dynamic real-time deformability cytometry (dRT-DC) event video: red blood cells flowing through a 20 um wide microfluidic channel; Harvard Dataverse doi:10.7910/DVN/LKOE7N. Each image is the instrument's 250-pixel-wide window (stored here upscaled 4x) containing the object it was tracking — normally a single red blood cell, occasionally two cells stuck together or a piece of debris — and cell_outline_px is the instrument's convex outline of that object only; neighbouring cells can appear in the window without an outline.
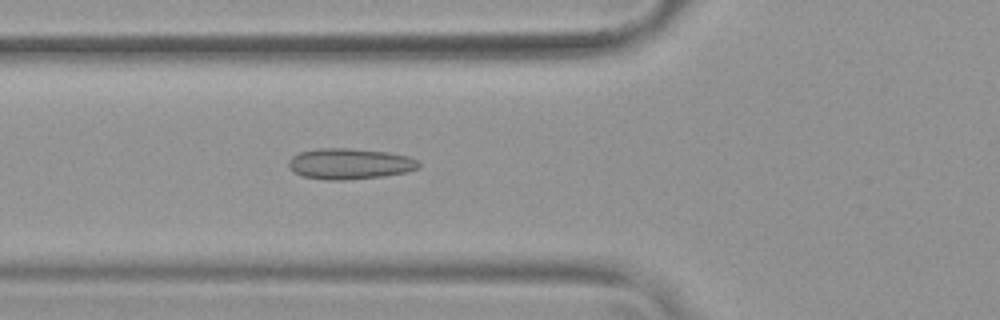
{"species": "common noctule bat (a hibernating species)", "species_latin": "Nyctalus noctula", "temperature_condition": "warm", "stored_images_in_passage": 53, "camera_frame_rate_fps": 3000, "um_per_image_px": 0.085, "animal": {"sex": "female", "body_mass_g": 19.9}, "frame": {"image": 1, "passage_image": 20, "time_ms": 6.333, "image_size_px": [1000, 320], "cell_outline_px": [[420, 168], [404, 172], [384, 176], [348, 180], [324, 180], [304, 176], [296, 172], [288, 164], [288, 160], [292, 156], [300, 152], [316, 148], [352, 148], [388, 152], [408, 156], [420, 160]], "centroid_in_image_um": [29.76, 13.91], "position_along_channel_um": 96.0, "area_um2": 23.52}}
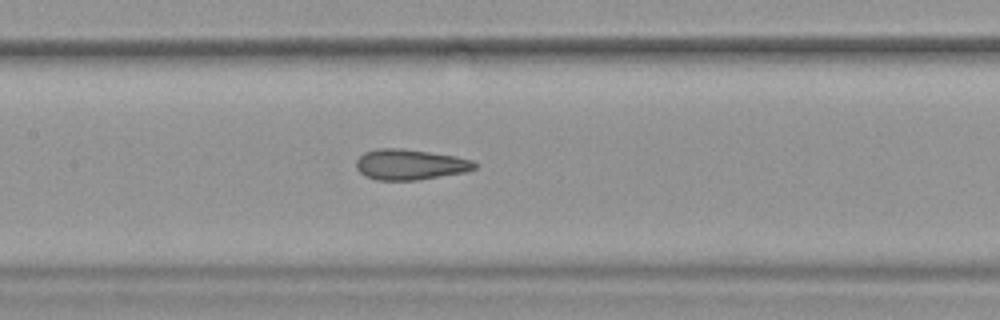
{"frame": {"image": 2, "passage_image": 26, "time_ms": 8.333, "image_size_px": [1000, 320], "cell_outline_px": [[476, 168], [464, 172], [416, 180], [376, 180], [364, 176], [356, 168], [356, 160], [364, 152], [376, 148], [404, 148], [456, 156], [472, 160], [476, 164]], "centroid_in_image_um": [34.81, 13.97], "position_along_channel_um": 172.6, "area_um2": 21.15}}
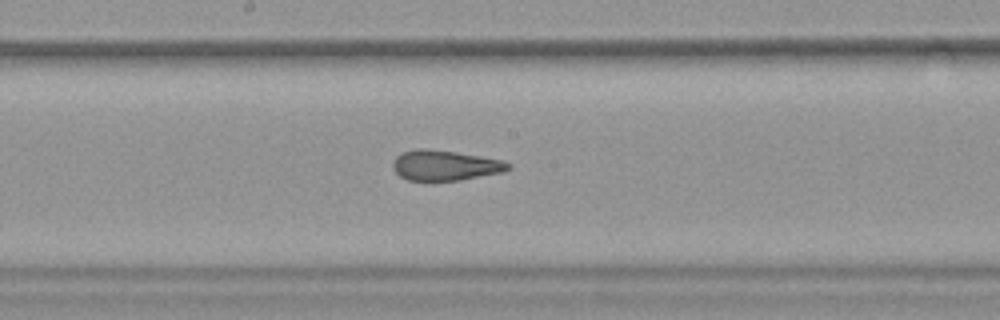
{"frame": {"image": 3, "passage_image": 29, "time_ms": 9.333, "image_size_px": [1000, 320], "cell_outline_px": [[512, 168], [504, 172], [460, 180], [408, 180], [400, 176], [392, 168], [392, 160], [396, 156], [404, 152], [416, 148], [428, 148], [456, 152], [504, 160], [512, 164]], "centroid_in_image_um": [37.85, 14.05], "position_along_channel_um": 210.3, "area_um2": 20.52}, "authors_computed_cell_mechanics": {"area_um2": 22.7732, "velocity_mm_per_s": 3.7993, "shape_relaxation_time_tau1_ms": null, "shape_relaxation_time_tau2_ms": 1.3197, "deformation_change_tau1": null, "deformation_change_tau2": 0.0822}}